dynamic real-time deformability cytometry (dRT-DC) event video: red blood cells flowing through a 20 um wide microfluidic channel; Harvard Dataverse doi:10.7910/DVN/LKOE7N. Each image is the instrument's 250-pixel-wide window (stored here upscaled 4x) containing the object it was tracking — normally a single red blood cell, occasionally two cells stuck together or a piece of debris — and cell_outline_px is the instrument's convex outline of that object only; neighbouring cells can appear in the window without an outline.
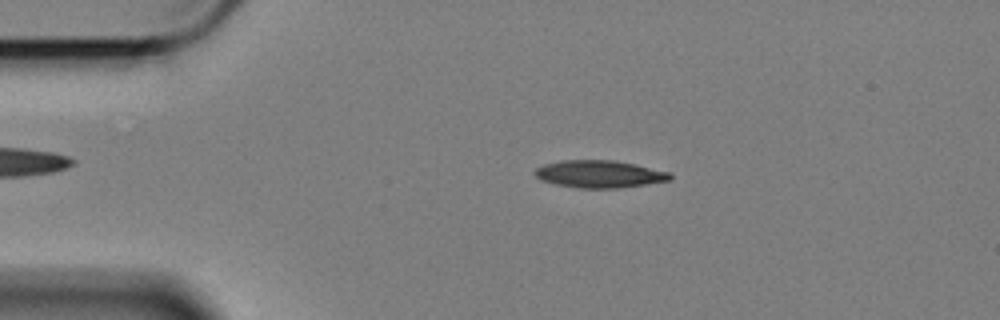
{"species": "Egyptian fruit bat (a non-hibernating species)", "species_latin": "Rousettus aegyptiacus", "temperature_condition": "cold", "stored_images_in_passage": 58, "camera_frame_rate_fps": 3000, "um_per_image_px": 0.085, "animal": {"sex": "female"}, "frame": {"image": 1, "passage_image": 11, "time_ms": 3.333, "image_size_px": [1000, 320], "cell_outline_px": [[672, 180], [620, 188], [576, 188], [556, 184], [540, 180], [532, 172], [536, 168], [544, 164], [560, 160], [612, 160], [672, 172]], "centroid_in_image_um": [50.93, 14.8], "position_along_channel_um": 34.1, "area_um2": 21.68}}
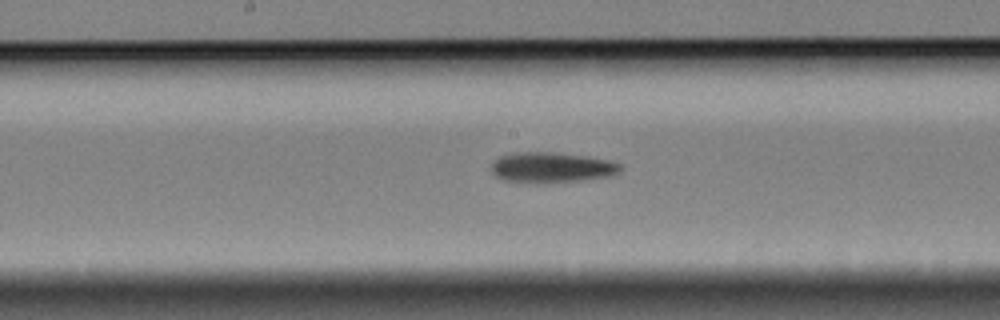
{"frame": {"image": 2, "passage_image": 29, "time_ms": 9.333, "image_size_px": [1000, 320], "cell_outline_px": [[620, 172], [612, 176], [584, 180], [540, 184], [536, 184], [504, 180], [496, 176], [492, 172], [492, 164], [500, 156], [512, 152], [556, 152], [584, 156], [604, 160], [620, 164]], "centroid_in_image_um": [46.86, 14.25], "position_along_channel_um": 201.3, "area_um2": 23.0}}
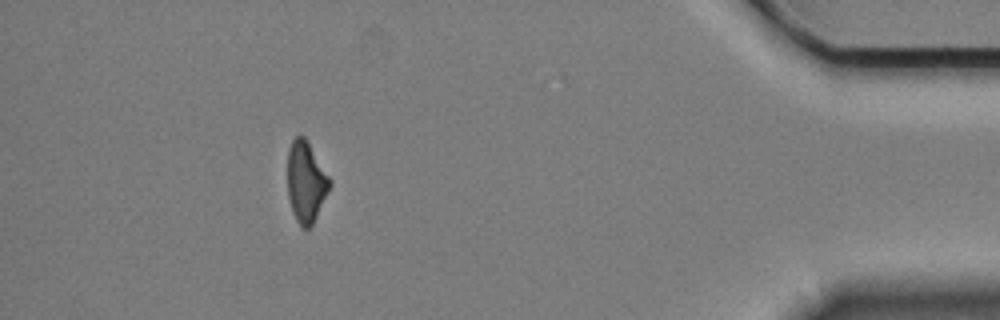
{"frame": {"image": 3, "passage_image": 52, "time_ms": 17.0, "image_size_px": [1000, 320], "cell_outline_px": [[332, 184], [312, 224], [308, 228], [300, 228], [296, 220], [288, 196], [288, 148], [292, 140], [300, 132], [304, 136], [332, 180]], "centroid_in_image_um": [26.01, 15.43], "position_along_channel_um": 409.2, "area_um2": 19.83}, "authors_computed_cell_mechanics": {"area_um2": 21.5594, "velocity_mm_per_s": 3.414, "shape_relaxation_time_tau1_ms": 7.7123, "shape_relaxation_time_tau2_ms": null, "deformation_change_tau1": 0.1852, "deformation_change_tau2": null}}